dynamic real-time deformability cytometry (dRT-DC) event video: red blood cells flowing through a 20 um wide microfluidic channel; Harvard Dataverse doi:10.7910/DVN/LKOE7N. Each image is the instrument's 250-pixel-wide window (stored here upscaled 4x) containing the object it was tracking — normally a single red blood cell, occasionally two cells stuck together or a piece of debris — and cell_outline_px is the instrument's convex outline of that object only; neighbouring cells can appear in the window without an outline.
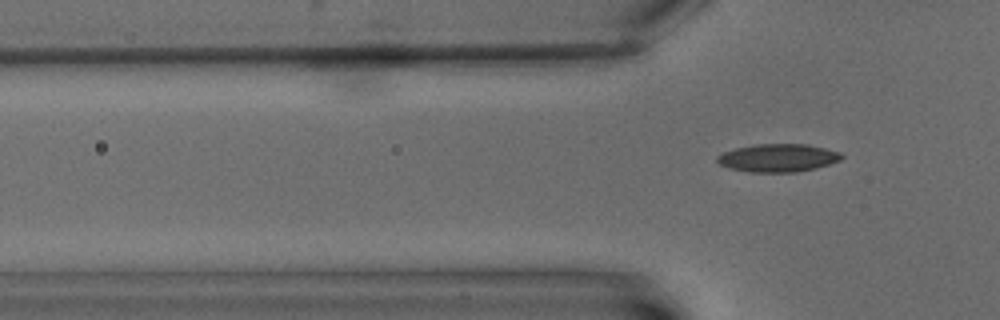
{"species": "common noctule bat (a hibernating species)", "species_latin": "Nyctalus noctula", "temperature_condition": "warm", "stored_images_in_passage": 8, "segment_of_instrument_passage": [2, 2], "camera_frame_rate_fps": 3000, "um_per_image_px": 0.085, "animal": {"sex": "male", "body_mass_g": 15.6}, "frame": {"image": 1, "passage_image": 8, "time_ms": 9.333, "image_size_px": [1000, 320], "cell_outline_px": [[844, 156], [840, 160], [828, 164], [796, 172], [748, 172], [728, 168], [720, 164], [716, 160], [716, 156], [724, 152], [736, 148], [756, 144], [808, 144], [840, 152]], "centroid_in_image_um": [66.1, 13.42], "position_along_channel_um": 59.7, "area_um2": 20.17}}